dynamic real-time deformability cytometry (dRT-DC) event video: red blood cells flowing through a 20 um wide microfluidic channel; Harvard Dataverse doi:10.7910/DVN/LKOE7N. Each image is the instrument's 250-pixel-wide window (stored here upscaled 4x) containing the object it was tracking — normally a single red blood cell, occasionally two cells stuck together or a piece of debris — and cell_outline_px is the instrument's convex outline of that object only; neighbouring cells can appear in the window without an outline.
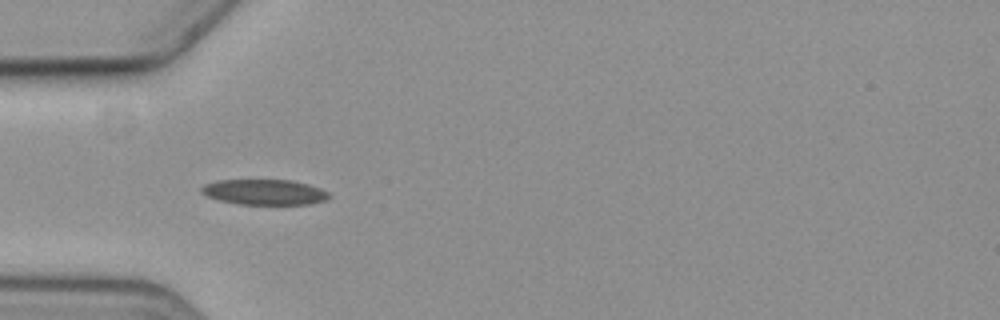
{"species": "common noctule bat (a hibernating species)", "species_latin": "Nyctalus noctula", "temperature_condition": "cold", "stored_images_in_passage": 6, "camera_frame_rate_fps": 3000, "um_per_image_px": 0.085, "animal": {"sex": "female", "body_mass_g": 19.3, "forearm_length_mm": 54.1}, "frame": {"image": 1, "passage_image": 6, "time_ms": 6.0, "image_size_px": [1000, 320], "cell_outline_px": [[332, 196], [328, 200], [308, 204], [236, 204], [220, 200], [208, 196], [200, 192], [200, 188], [204, 184], [220, 180], [292, 180], [308, 184], [320, 188], [328, 192]], "centroid_in_image_um": [22.5, 16.33], "position_along_channel_um": 62.5, "area_um2": 18.96}}